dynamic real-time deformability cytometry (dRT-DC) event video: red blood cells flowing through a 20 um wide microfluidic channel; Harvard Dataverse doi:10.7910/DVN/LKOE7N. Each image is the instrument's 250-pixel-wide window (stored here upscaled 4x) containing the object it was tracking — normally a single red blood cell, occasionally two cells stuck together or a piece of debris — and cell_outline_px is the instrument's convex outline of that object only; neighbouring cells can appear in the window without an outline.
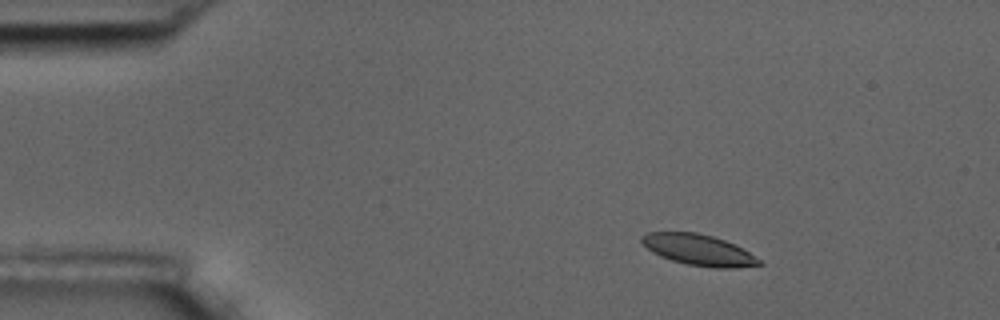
{"species": "common noctule bat (a hibernating species)", "species_latin": "Nyctalus noctula", "temperature_condition": "room temperature", "stored_images_in_passage": 6, "camera_frame_rate_fps": 3000, "um_per_image_px": 0.085, "animal": {"sex": "male", "body_mass_g": 17.5, "forearm_length_mm": 52.3}, "frame": {"image": 1, "passage_image": 2, "time_ms": 1.333, "image_size_px": [1000, 320], "cell_outline_px": [[764, 264], [736, 268], [716, 268], [688, 264], [672, 260], [660, 256], [652, 252], [640, 240], [640, 236], [648, 232], [696, 232], [712, 236], [724, 240], [748, 252], [760, 260]], "centroid_in_image_um": [59.36, 21.24], "position_along_channel_um": 25.6, "area_um2": 20.92}}
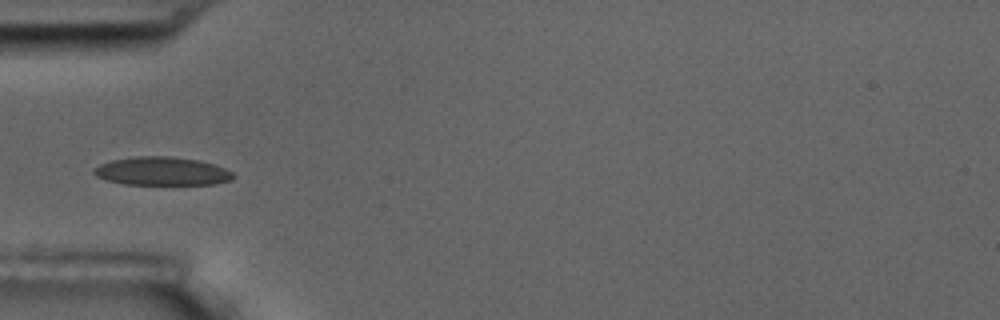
{"frame": {"image": 2, "passage_image": 5, "time_ms": 4.667, "image_size_px": [1000, 320], "cell_outline_px": [[232, 180], [216, 184], [124, 184], [108, 180], [96, 176], [92, 172], [92, 168], [100, 164], [112, 160], [136, 156], [168, 156], [196, 160], [216, 164], [232, 172]], "centroid_in_image_um": [13.75, 14.55], "position_along_channel_um": 71.3, "area_um2": 22.95}}